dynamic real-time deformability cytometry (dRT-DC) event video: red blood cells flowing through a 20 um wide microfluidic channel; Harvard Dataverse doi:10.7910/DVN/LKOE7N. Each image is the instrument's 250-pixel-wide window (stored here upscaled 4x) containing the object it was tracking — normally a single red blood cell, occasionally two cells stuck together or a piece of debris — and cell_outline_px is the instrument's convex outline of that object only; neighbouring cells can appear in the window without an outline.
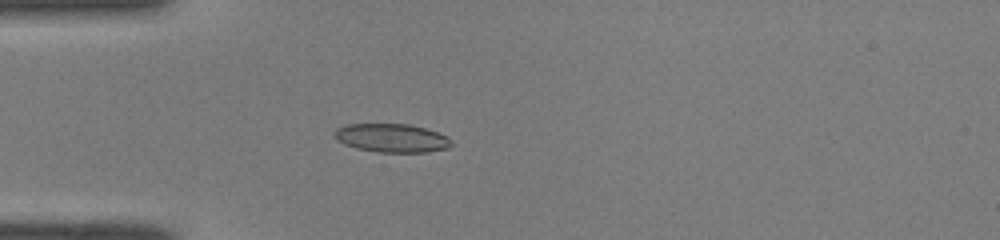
{"species": "common noctule bat (a hibernating species)", "species_latin": "Nyctalus noctula", "temperature_condition": "room temperature", "stored_images_in_passage": 36, "camera_frame_rate_fps": 3000, "um_per_image_px": 0.085, "animal": {"sex": "male", "body_mass_g": 19.0, "forearm_length_mm": 50.8}, "frame": {"image": 1, "passage_image": 1, "time_ms": 0.0, "image_size_px": [1000, 240], "cell_outline_px": [[452, 144], [448, 148], [428, 152], [380, 152], [356, 148], [344, 144], [336, 140], [332, 132], [336, 128], [348, 124], [408, 124], [424, 128], [448, 136], [452, 140]], "centroid_in_image_um": [33.28, 11.73], "position_along_channel_um": 51.7, "area_um2": 19.54}}
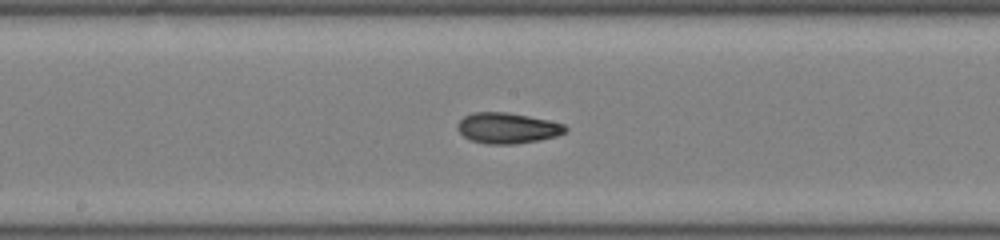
{"frame": {"image": 2, "passage_image": 13, "time_ms": 4.0, "image_size_px": [1000, 240], "cell_outline_px": [[568, 128], [564, 132], [556, 136], [540, 140], [516, 144], [488, 144], [472, 140], [464, 136], [456, 128], [456, 124], [464, 116], [472, 112], [508, 112], [548, 120], [564, 124]], "centroid_in_image_um": [43.11, 10.88], "position_along_channel_um": 205.1, "area_um2": 19.31}}
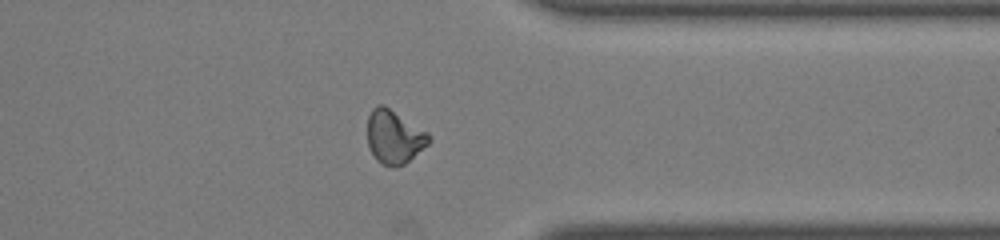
{"frame": {"image": 3, "passage_image": 26, "time_ms": 8.333, "image_size_px": [1000, 240], "cell_outline_px": [[432, 140], [428, 144], [404, 164], [396, 168], [392, 168], [376, 160], [368, 148], [368, 116], [372, 108], [376, 104], [384, 104], [428, 132], [432, 136]], "centroid_in_image_um": [33.5, 11.62], "position_along_channel_um": 377.9, "area_um2": 19.42}, "authors_computed_cell_mechanics": {"area_um2": 18.9584, "velocity_mm_per_s": 4.0953, "shape_relaxation_time_tau1_ms": null, "shape_relaxation_time_tau2_ms": 1.9858, "deformation_change_tau1": null, "deformation_change_tau2": 0.0649}}